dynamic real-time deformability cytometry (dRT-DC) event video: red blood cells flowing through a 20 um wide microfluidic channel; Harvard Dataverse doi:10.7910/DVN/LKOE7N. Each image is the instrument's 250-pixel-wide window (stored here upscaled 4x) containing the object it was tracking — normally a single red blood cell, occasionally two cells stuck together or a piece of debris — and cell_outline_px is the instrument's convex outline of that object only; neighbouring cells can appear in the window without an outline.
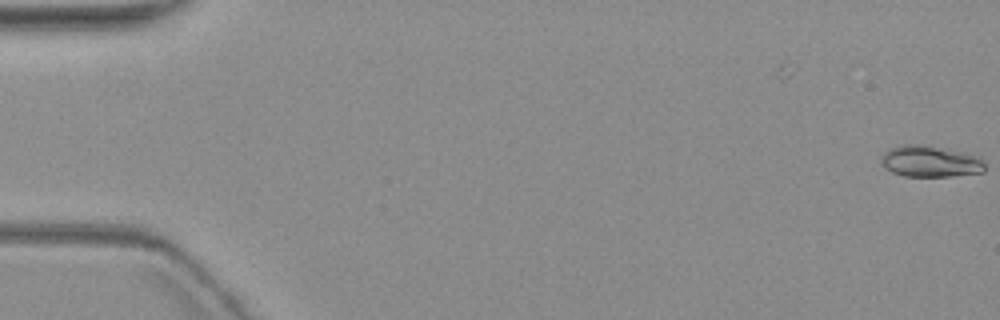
{"species": "common noctule bat (a hibernating species)", "species_latin": "Nyctalus noctula", "temperature_condition": "warm", "stored_images_in_passage": 6, "camera_frame_rate_fps": 3000, "um_per_image_px": 0.085, "animal": {"sex": "female", "body_mass_g": 19.3, "forearm_length_mm": 54.1}, "frame": {"image": 1, "passage_image": 1, "time_ms": 0.0, "image_size_px": [1000, 320], "cell_outline_px": [[984, 172], [948, 176], [904, 176], [892, 172], [884, 168], [880, 164], [880, 156], [884, 152], [892, 148], [904, 144], [924, 144], [980, 156], [984, 164]], "centroid_in_image_um": [79.03, 13.71], "position_along_channel_um": 6.0, "area_um2": 19.02}}
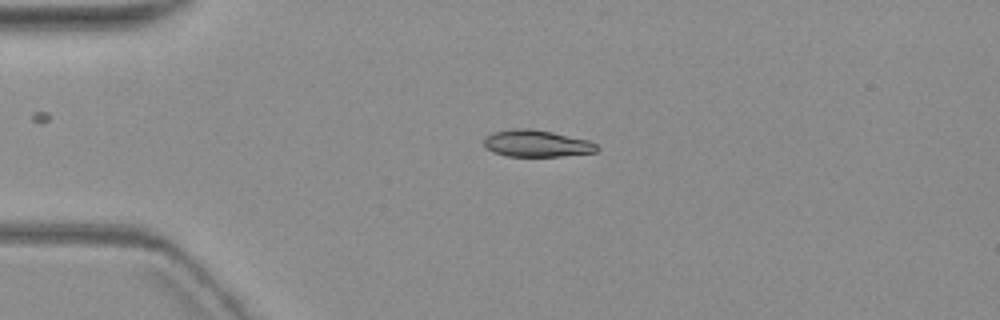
{"frame": {"image": 2, "passage_image": 5, "time_ms": 4.667, "image_size_px": [1000, 320], "cell_outline_px": [[600, 148], [596, 152], [560, 156], [508, 156], [492, 152], [484, 144], [484, 136], [492, 132], [516, 128], [532, 128], [552, 132], [588, 140], [596, 144]], "centroid_in_image_um": [45.6, 12.19], "position_along_channel_um": 39.4, "area_um2": 17.69}}